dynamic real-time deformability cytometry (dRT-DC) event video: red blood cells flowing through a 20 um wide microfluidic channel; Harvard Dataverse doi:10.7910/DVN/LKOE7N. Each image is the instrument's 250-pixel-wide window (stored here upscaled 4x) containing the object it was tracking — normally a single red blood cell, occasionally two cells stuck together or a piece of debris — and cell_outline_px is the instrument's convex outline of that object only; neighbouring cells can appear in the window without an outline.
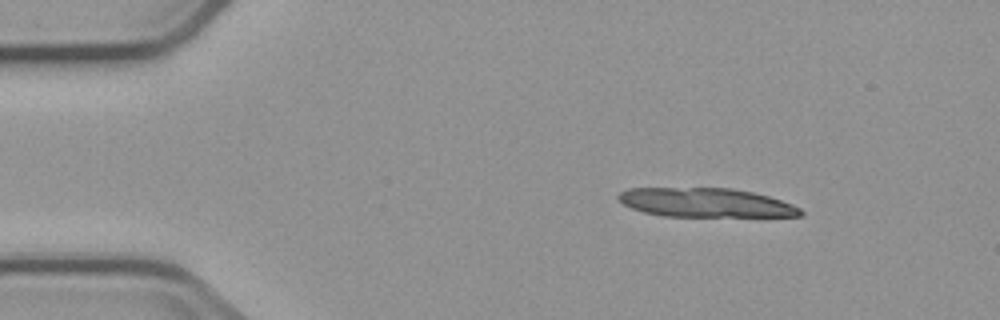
{"species": "common noctule bat (a hibernating species)", "species_latin": "Nyctalus noctula", "temperature_condition": "cold", "stored_images_in_passage": 4, "camera_frame_rate_fps": 3000, "um_per_image_px": 0.085, "animal": {"sex": "male", "body_mass_g": 23.1, "forearm_length_mm": 52.7}, "frame": {"image": 1, "passage_image": 2, "time_ms": 1.333, "image_size_px": [1000, 320], "cell_outline_px": [[804, 216], [664, 216], [644, 212], [632, 208], [624, 204], [616, 196], [620, 192], [628, 188], [732, 188], [752, 192], [768, 196], [792, 204], [800, 208], [804, 212]], "centroid_in_image_um": [59.99, 17.22], "position_along_channel_um": 25.0, "area_um2": 30.69}}